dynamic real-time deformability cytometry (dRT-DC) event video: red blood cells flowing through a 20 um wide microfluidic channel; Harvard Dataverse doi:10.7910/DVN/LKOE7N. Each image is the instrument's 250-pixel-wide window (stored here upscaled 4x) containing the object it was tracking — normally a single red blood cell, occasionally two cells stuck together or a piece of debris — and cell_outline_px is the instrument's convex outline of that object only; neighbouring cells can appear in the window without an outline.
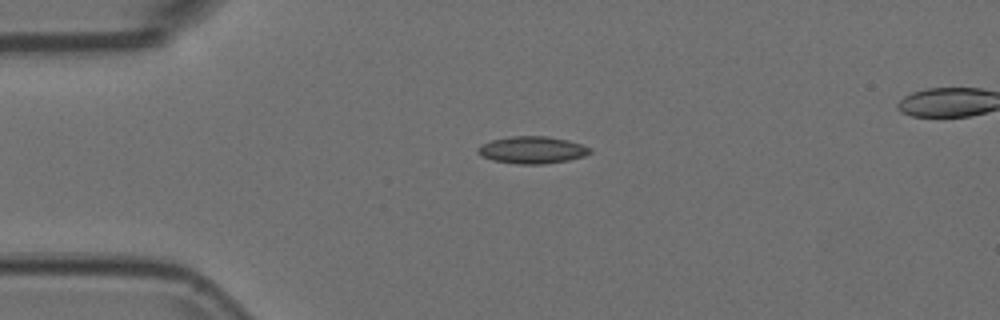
{"species": "Egyptian fruit bat (a non-hibernating species)", "species_latin": "Rousettus aegyptiacus", "temperature_condition": "room temperature", "stored_images_in_passage": 43, "camera_frame_rate_fps": 3000, "um_per_image_px": 0.085, "animal": {"sex": "female"}, "frame": {"image": 1, "passage_image": 1, "time_ms": 0.0, "image_size_px": [1000, 320], "cell_outline_px": [[592, 152], [584, 156], [568, 160], [544, 164], [516, 164], [492, 160], [480, 156], [476, 152], [476, 148], [492, 140], [512, 136], [548, 136], [568, 140], [592, 148]], "centroid_in_image_um": [45.23, 12.75], "position_along_channel_um": 39.8, "area_um2": 17.8}}
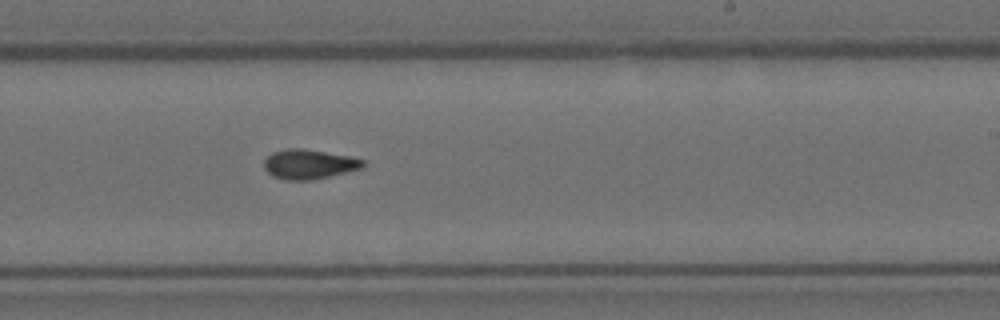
{"frame": {"image": 2, "passage_image": 21, "time_ms": 6.667, "image_size_px": [1000, 320], "cell_outline_px": [[368, 164], [364, 168], [312, 180], [284, 180], [272, 176], [264, 168], [264, 160], [272, 152], [288, 148], [300, 148], [348, 156], [364, 160]], "centroid_in_image_um": [26.27, 13.96], "position_along_channel_um": 262.7, "area_um2": 17.11}}
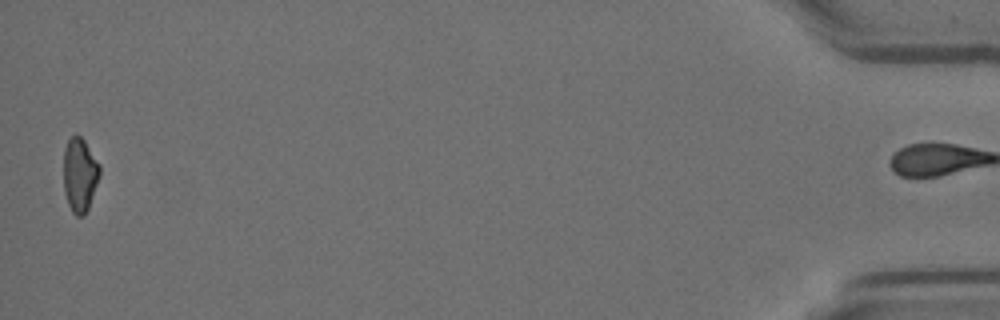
{"frame": {"image": 3, "passage_image": 42, "time_ms": 13.667, "image_size_px": [1000, 320], "cell_outline_px": [[100, 176], [88, 208], [84, 216], [76, 216], [72, 212], [68, 204], [64, 192], [64, 148], [68, 140], [76, 132], [84, 140], [100, 164]], "centroid_in_image_um": [6.78, 14.85], "position_along_channel_um": 428.4, "area_um2": 15.72}}